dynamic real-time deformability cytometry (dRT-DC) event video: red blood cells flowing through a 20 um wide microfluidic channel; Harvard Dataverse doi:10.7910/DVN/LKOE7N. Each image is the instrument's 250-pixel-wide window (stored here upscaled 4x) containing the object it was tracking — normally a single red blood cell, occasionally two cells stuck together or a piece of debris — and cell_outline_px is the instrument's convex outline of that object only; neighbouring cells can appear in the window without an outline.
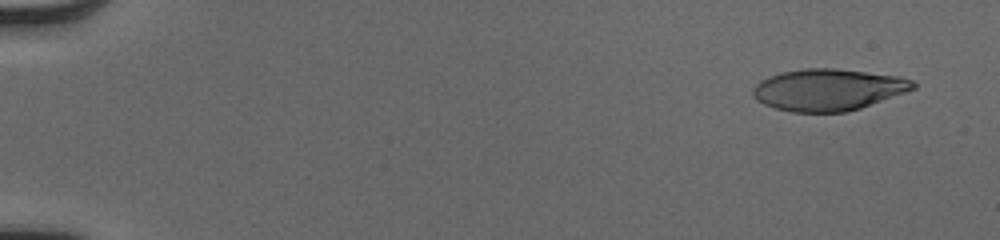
{"species": "human", "species_latin": "Homo sapiens", "temperature_condition": "cold", "stored_images_in_passage": 51, "camera_frame_rate_fps": 3000, "um_per_image_px": 0.085, "donor": {"sex": "male"}, "frame": {"image": 1, "passage_image": 3, "time_ms": 0.667, "image_size_px": [1000, 240], "cell_outline_px": [[916, 88], [860, 108], [844, 112], [792, 112], [776, 108], [764, 104], [756, 100], [752, 92], [752, 88], [760, 80], [768, 76], [784, 72], [804, 68], [836, 68], [900, 76], [912, 80], [916, 84]], "centroid_in_image_um": [70.38, 7.62], "position_along_channel_um": 14.6, "area_um2": 38.84}}
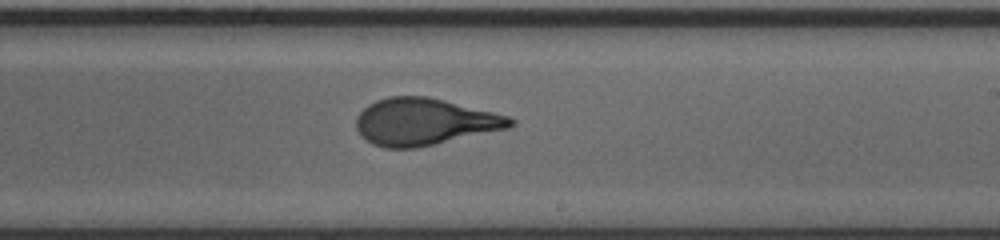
{"frame": {"image": 2, "passage_image": 32, "time_ms": 10.333, "image_size_px": [1000, 240], "cell_outline_px": [[516, 124], [508, 128], [416, 148], [384, 148], [372, 144], [360, 136], [356, 128], [356, 116], [368, 104], [376, 100], [388, 96], [428, 96], [508, 116], [516, 120]], "centroid_in_image_um": [36.03, 10.35], "position_along_channel_um": 253.0, "area_um2": 42.08}}
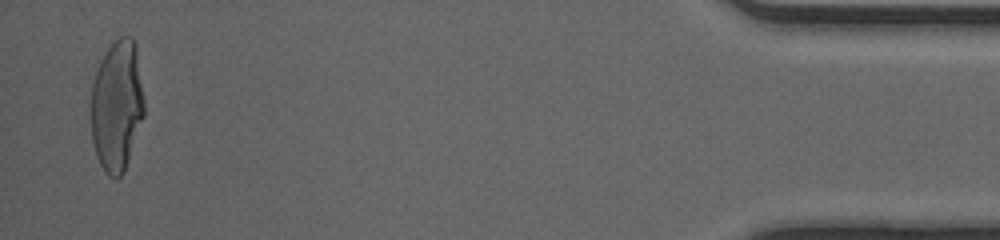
{"frame": {"image": 3, "passage_image": 50, "time_ms": 16.333, "image_size_px": [1000, 240], "cell_outline_px": [[144, 116], [124, 172], [116, 180], [108, 176], [104, 172], [96, 156], [92, 140], [92, 84], [100, 60], [104, 52], [120, 36], [132, 36], [136, 44], [144, 100]], "centroid_in_image_um": [9.95, 9.0], "position_along_channel_um": 425.3, "area_um2": 40.75}, "authors_computed_cell_mechanics": {"area_um2": 40.8068, "velocity_mm_per_s": 4.1148, "shape_relaxation_time_tau1_ms": 4.0819, "shape_relaxation_time_tau2_ms": 0.7684, "deformation_change_tau1": 0.2327, "deformation_change_tau2": 0.0828}}